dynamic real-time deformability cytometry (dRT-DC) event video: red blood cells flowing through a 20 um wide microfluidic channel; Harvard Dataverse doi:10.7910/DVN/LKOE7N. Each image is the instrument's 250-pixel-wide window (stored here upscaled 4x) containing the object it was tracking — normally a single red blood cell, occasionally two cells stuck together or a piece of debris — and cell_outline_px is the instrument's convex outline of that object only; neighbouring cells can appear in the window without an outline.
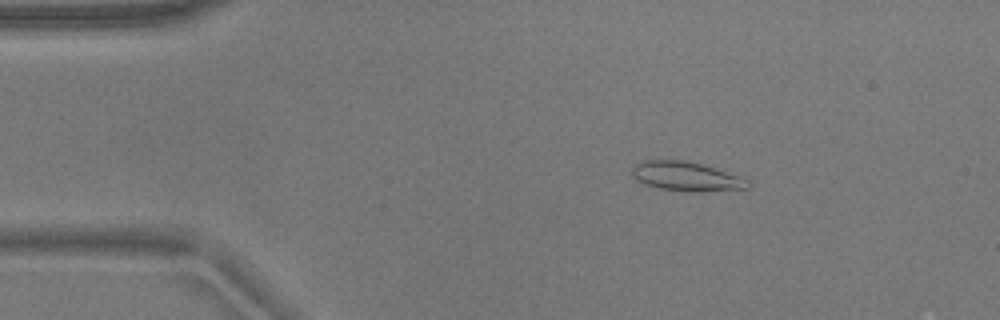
{"species": "common noctule bat (a hibernating species)", "species_latin": "Nyctalus noctula", "temperature_condition": "warm", "stored_images_in_passage": 49, "camera_frame_rate_fps": 3000, "um_per_image_px": 0.085, "animal": {"sex": "male", "body_mass_g": 17.9}, "frame": {"image": 1, "passage_image": 4, "time_ms": 1.0, "image_size_px": [1000, 320], "cell_outline_px": [[752, 184], [748, 188], [696, 192], [688, 192], [660, 188], [644, 184], [636, 180], [632, 176], [632, 164], [644, 160], [684, 160], [700, 164], [748, 180]], "centroid_in_image_um": [58.25, 15.0], "position_along_channel_um": 26.8, "area_um2": 19.54}}
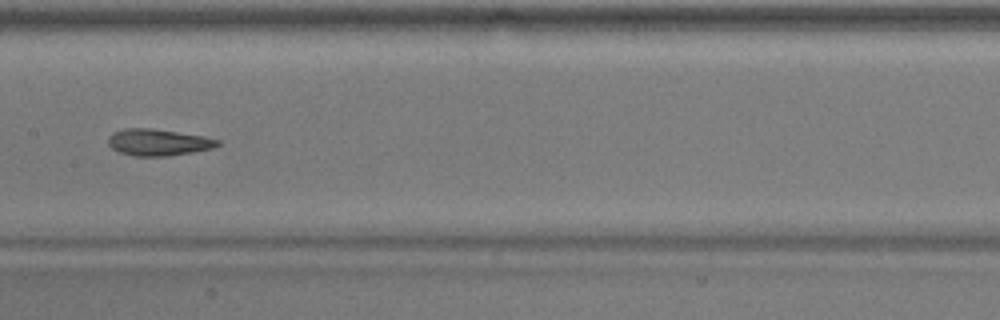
{"frame": {"image": 2, "passage_image": 22, "time_ms": 7.0, "image_size_px": [1000, 320], "cell_outline_px": [[220, 144], [212, 148], [192, 152], [168, 156], [132, 156], [120, 152], [112, 148], [108, 144], [108, 136], [112, 132], [124, 128], [152, 128], [204, 136], [220, 140]], "centroid_in_image_um": [13.42, 12.09], "position_along_channel_um": 194.0, "area_um2": 17.05}}
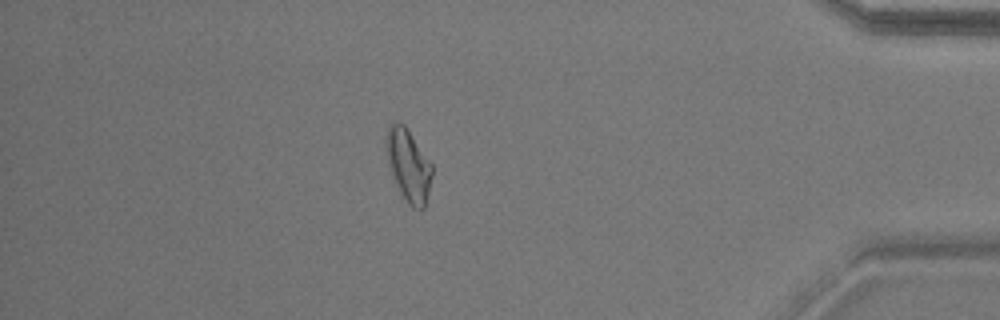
{"frame": {"image": 3, "passage_image": 42, "time_ms": 13.667, "image_size_px": [1000, 320], "cell_outline_px": [[432, 176], [424, 208], [412, 208], [408, 204], [400, 192], [392, 172], [384, 148], [384, 136], [388, 124], [392, 120], [396, 120], [404, 124], [432, 164]], "centroid_in_image_um": [34.68, 13.96], "position_along_channel_um": 400.5, "area_um2": 19.36}, "authors_computed_cell_mechanics": {"area_um2": 18.207, "velocity_mm_per_s": 3.7281, "shape_relaxation_time_tau1_ms": 10.2471, "shape_relaxation_time_tau2_ms": 2.4458, "deformation_change_tau1": 0.2198, "deformation_change_tau2": 0.101}}